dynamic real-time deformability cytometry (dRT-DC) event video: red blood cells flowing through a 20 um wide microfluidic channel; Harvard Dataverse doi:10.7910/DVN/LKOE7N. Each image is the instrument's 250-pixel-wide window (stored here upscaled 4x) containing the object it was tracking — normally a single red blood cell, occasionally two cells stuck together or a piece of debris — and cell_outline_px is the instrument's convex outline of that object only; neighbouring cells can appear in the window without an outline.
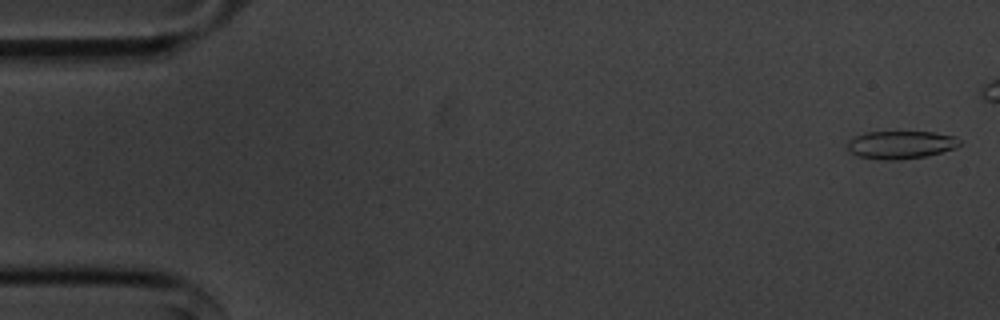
{"species": "common noctule bat (a hibernating species)", "species_latin": "Nyctalus noctula", "temperature_condition": "cold", "stored_images_in_passage": 48, "segment_of_instrument_passage": [1, 2], "camera_frame_rate_fps": 3000, "um_per_image_px": 0.085, "animal": {"sex": "male", "body_mass_g": 20.1, "forearm_length_mm": 53.5}, "frame": {"image": 1, "passage_image": 2, "time_ms": 0.333, "image_size_px": [1000, 320], "cell_outline_px": [[960, 144], [956, 148], [928, 156], [900, 160], [884, 160], [856, 156], [848, 148], [848, 140], [852, 136], [864, 132], [932, 132], [956, 136], [960, 140]], "centroid_in_image_um": [76.56, 12.31], "position_along_channel_um": 8.4, "area_um2": 18.5}}
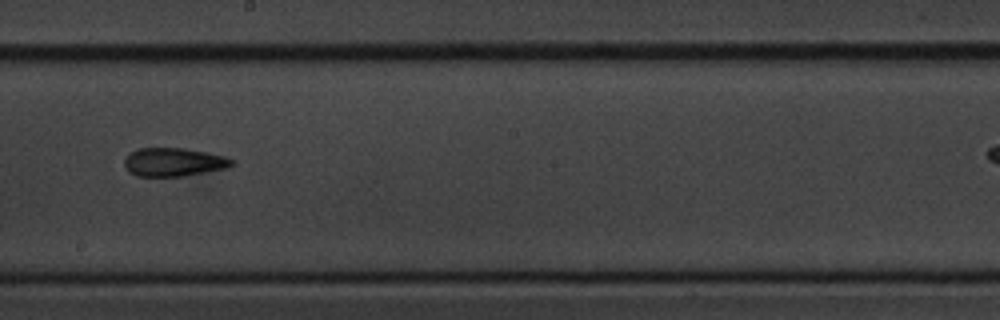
{"frame": {"image": 2, "passage_image": 31, "time_ms": 10.0, "image_size_px": [1000, 320], "cell_outline_px": [[236, 164], [228, 168], [180, 176], [136, 176], [128, 172], [124, 164], [124, 160], [136, 148], [184, 148], [224, 156], [232, 160]], "centroid_in_image_um": [14.75, 13.78], "position_along_channel_um": 233.5, "area_um2": 17.69}}
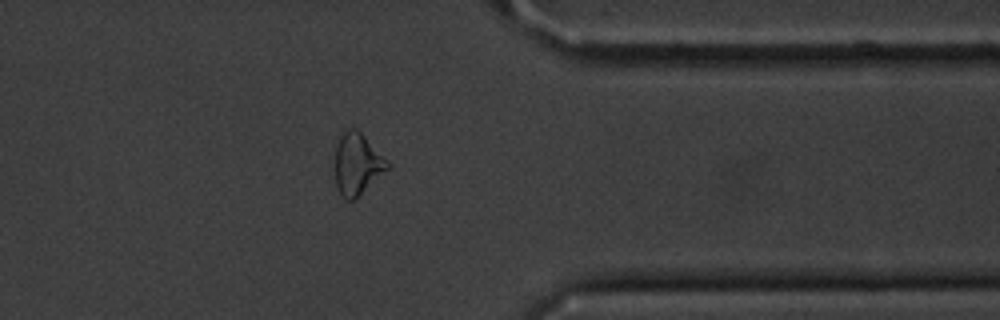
{"frame": {"image": 3, "passage_image": 44, "time_ms": 14.333, "image_size_px": [1000, 320], "cell_outline_px": [[392, 164], [356, 200], [344, 200], [336, 188], [332, 164], [340, 132], [348, 128], [356, 128]], "centroid_in_image_um": [30.3, 13.96], "position_along_channel_um": 381.1, "area_um2": 19.54}}